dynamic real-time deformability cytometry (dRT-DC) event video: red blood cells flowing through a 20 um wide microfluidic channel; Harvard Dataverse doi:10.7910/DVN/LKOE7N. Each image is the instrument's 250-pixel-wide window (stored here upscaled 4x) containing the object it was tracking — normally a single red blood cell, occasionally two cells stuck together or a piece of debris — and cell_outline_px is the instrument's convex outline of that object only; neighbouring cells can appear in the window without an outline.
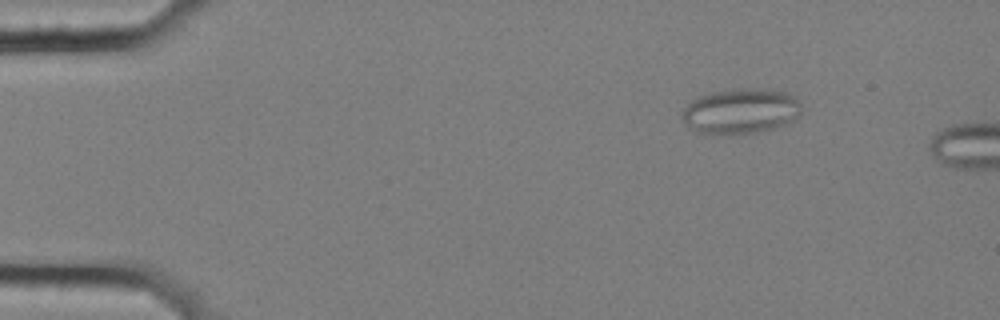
{"species": "common noctule bat (a hibernating species)", "species_latin": "Nyctalus noctula", "temperature_condition": "cold", "stored_images_in_passage": 5, "camera_frame_rate_fps": 3000, "um_per_image_px": 0.085, "animal": {"sex": "female", "body_mass_g": 25.1}, "frame": {"image": 1, "passage_image": 3, "time_ms": 0.667, "image_size_px": [1000, 320], "cell_outline_px": [[800, 112], [792, 120], [784, 124], [772, 128], [756, 132], [732, 136], [716, 136], [696, 132], [680, 116], [684, 108], [696, 96], [712, 92], [736, 88], [744, 88], [788, 92], [800, 104]], "centroid_in_image_um": [62.88, 9.47], "position_along_channel_um": 22.1, "area_um2": 31.62}}